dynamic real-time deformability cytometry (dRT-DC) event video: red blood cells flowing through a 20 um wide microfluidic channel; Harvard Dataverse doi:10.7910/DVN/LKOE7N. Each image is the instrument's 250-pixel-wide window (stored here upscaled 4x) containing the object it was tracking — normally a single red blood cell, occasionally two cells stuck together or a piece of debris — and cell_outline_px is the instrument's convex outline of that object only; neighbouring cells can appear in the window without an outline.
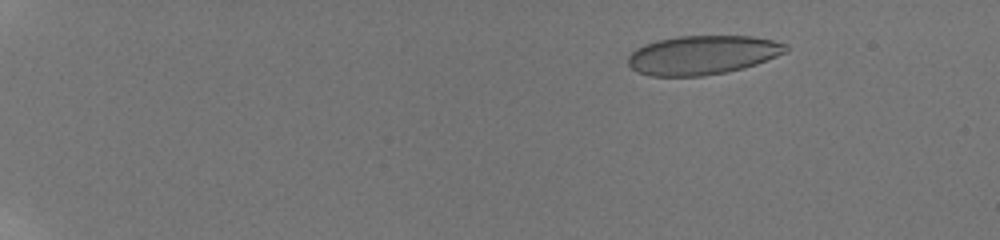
{"species": "human", "species_latin": "Homo sapiens", "temperature_condition": "room temperature", "stored_images_in_passage": 58, "camera_frame_rate_fps": 3000, "um_per_image_px": 0.085, "donor": {"sex": "male"}, "frame": {"image": 1, "passage_image": 10, "time_ms": 3.0, "image_size_px": [1000, 240], "cell_outline_px": [[788, 52], [756, 64], [744, 68], [704, 76], [652, 76], [636, 72], [628, 64], [628, 56], [636, 48], [644, 44], [656, 40], [676, 36], [752, 36], [772, 40], [788, 44]], "centroid_in_image_um": [59.71, 4.67], "position_along_channel_um": 25.3, "area_um2": 36.07}}
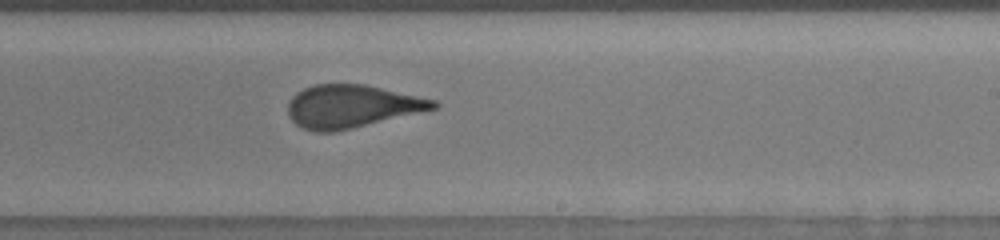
{"frame": {"image": 2, "passage_image": 40, "time_ms": 13.0, "image_size_px": [1000, 240], "cell_outline_px": [[440, 104], [436, 108], [352, 128], [332, 132], [316, 132], [300, 128], [288, 116], [288, 100], [296, 92], [304, 88], [316, 84], [364, 84], [436, 100]], "centroid_in_image_um": [29.83, 9.04], "position_along_channel_um": 259.2, "area_um2": 36.18}}
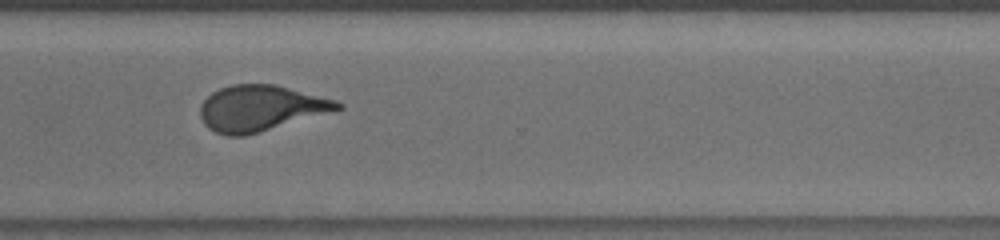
{"frame": {"image": 3, "passage_image": 47, "time_ms": 15.333, "image_size_px": [1000, 240], "cell_outline_px": [[344, 108], [260, 132], [244, 136], [228, 136], [216, 132], [208, 128], [204, 124], [200, 116], [200, 104], [212, 92], [220, 88], [232, 84], [276, 84], [336, 100], [344, 104]], "centroid_in_image_um": [22.14, 9.19], "position_along_channel_um": 348.5, "area_um2": 36.65}, "authors_computed_cell_mechanics": {"area_um2": 36.5296, "velocity_mm_per_s": 3.8298, "shape_relaxation_time_tau1_ms": 8.4857, "shape_relaxation_time_tau2_ms": 0.6461, "deformation_change_tau1": 0.2255, "deformation_change_tau2": 0.0764}}